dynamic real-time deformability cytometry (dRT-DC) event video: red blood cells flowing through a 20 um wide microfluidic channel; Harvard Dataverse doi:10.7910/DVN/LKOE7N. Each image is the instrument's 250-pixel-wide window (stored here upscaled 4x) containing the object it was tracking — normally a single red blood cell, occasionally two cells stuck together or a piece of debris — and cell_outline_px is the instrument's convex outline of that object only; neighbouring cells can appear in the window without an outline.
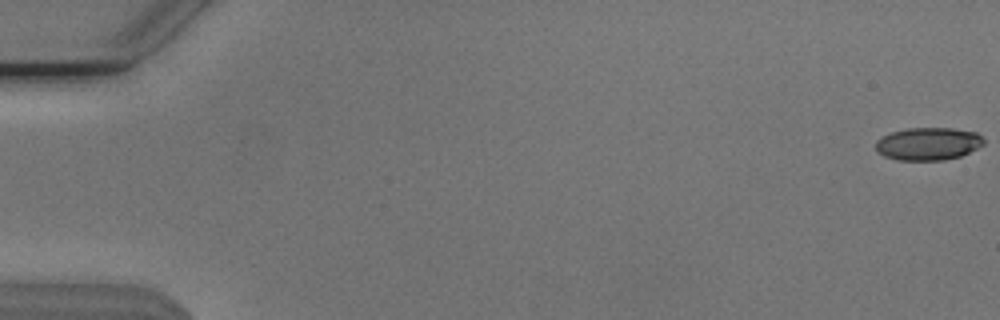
{"species": "Egyptian fruit bat (a non-hibernating species)", "species_latin": "Rousettus aegyptiacus", "temperature_condition": "cold", "stored_images_in_passage": 11, "camera_frame_rate_fps": 3000, "um_per_image_px": 0.085, "animal": {"sex": "male"}, "frame": {"image": 1, "passage_image": 1, "time_ms": 0.0, "image_size_px": [1000, 320], "cell_outline_px": [[984, 144], [960, 156], [944, 160], [900, 160], [884, 156], [876, 148], [876, 140], [892, 132], [908, 128], [952, 128], [976, 132], [984, 140]], "centroid_in_image_um": [78.9, 12.22], "position_along_channel_um": 6.1, "area_um2": 20.35}}